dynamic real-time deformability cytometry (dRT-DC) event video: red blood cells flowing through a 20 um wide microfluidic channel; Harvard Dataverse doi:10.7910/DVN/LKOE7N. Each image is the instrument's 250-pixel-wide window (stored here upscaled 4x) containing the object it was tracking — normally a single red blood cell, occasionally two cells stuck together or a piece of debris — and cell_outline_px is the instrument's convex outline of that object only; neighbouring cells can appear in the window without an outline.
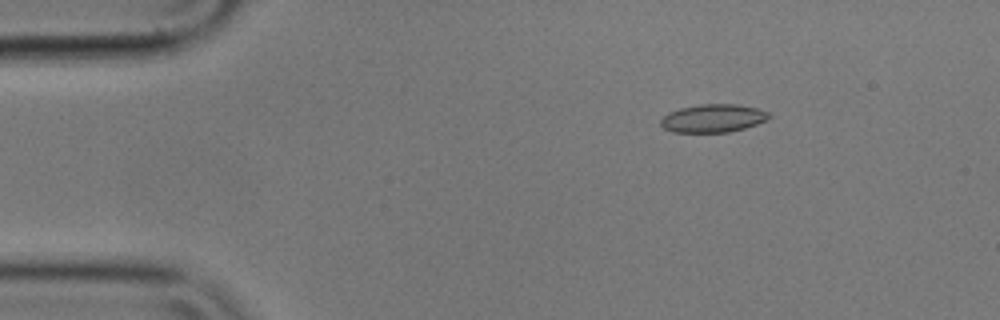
{"species": "common noctule bat (a hibernating species)", "species_latin": "Nyctalus noctula", "temperature_condition": "cold", "stored_images_in_passage": 6, "camera_frame_rate_fps": 3000, "um_per_image_px": 0.085, "animal": {"sex": "male", "body_mass_g": 17.9}, "frame": {"image": 1, "passage_image": 3, "time_ms": 0.667, "image_size_px": [1000, 320], "cell_outline_px": [[772, 116], [768, 120], [744, 128], [728, 132], [672, 132], [664, 128], [660, 124], [660, 120], [668, 112], [680, 108], [700, 104], [736, 104], [756, 108], [768, 112]], "centroid_in_image_um": [60.61, 10.05], "position_along_channel_um": 24.4, "area_um2": 17.74}}
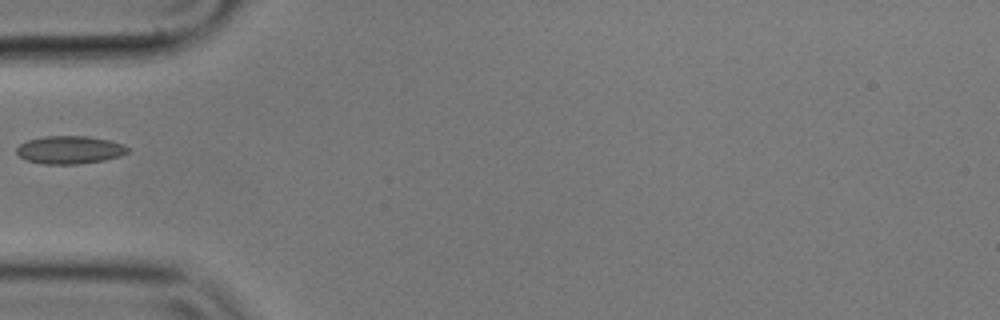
{"frame": {"image": 2, "passage_image": 6, "time_ms": 1.667, "image_size_px": [1000, 320], "cell_outline_px": [[128, 152], [120, 156], [104, 160], [76, 164], [44, 164], [28, 160], [20, 156], [16, 152], [16, 148], [20, 144], [28, 140], [44, 136], [88, 136], [108, 140], [124, 144], [128, 148]], "centroid_in_image_um": [5.93, 12.73], "position_along_channel_um": 79.1, "area_um2": 17.98}}